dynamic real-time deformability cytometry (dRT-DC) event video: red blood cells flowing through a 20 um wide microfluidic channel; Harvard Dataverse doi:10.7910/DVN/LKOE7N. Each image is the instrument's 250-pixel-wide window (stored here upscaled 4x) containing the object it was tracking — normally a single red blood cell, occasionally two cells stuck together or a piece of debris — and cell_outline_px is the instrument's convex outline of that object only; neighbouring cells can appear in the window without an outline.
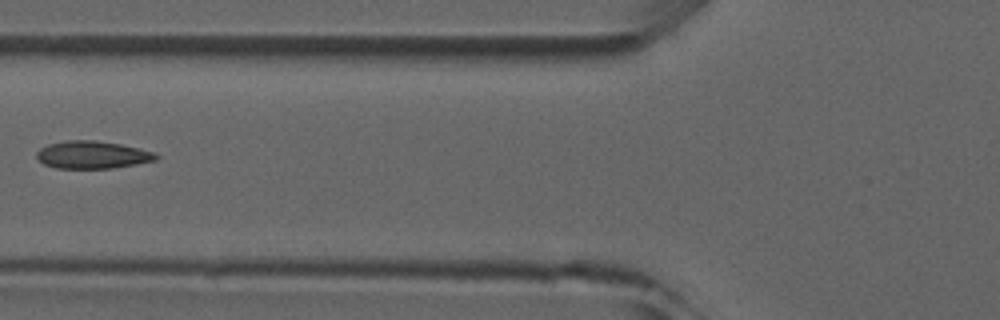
{"species": "common noctule bat (a hibernating species)", "species_latin": "Nyctalus noctula", "temperature_condition": "room temperature", "stored_images_in_passage": 7, "camera_frame_rate_fps": 3000, "um_per_image_px": 0.085, "animal": {"sex": "male", "forearm_length_mm": 52.5}, "frame": {"image": 1, "passage_image": 6, "time_ms": 6.0, "image_size_px": [1000, 320], "cell_outline_px": [[160, 156], [156, 160], [136, 164], [112, 168], [56, 168], [44, 164], [36, 156], [36, 152], [40, 148], [48, 144], [68, 140], [96, 140], [120, 144], [140, 148], [156, 152]], "centroid_in_image_um": [7.88, 13.15], "position_along_channel_um": 117.9, "area_um2": 19.25}}
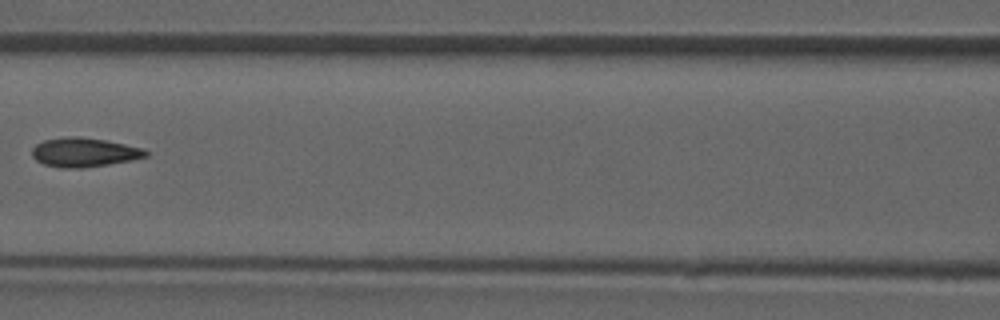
{"frame": {"image": 2, "passage_image": 7, "time_ms": 7.0, "image_size_px": [1000, 320], "cell_outline_px": [[148, 156], [132, 160], [108, 164], [80, 168], [64, 168], [44, 164], [36, 160], [32, 156], [32, 148], [36, 144], [44, 140], [72, 136], [76, 136], [104, 140], [144, 148], [148, 152]], "centroid_in_image_um": [7.15, 12.95], "position_along_channel_um": 159.4, "area_um2": 19.13}}